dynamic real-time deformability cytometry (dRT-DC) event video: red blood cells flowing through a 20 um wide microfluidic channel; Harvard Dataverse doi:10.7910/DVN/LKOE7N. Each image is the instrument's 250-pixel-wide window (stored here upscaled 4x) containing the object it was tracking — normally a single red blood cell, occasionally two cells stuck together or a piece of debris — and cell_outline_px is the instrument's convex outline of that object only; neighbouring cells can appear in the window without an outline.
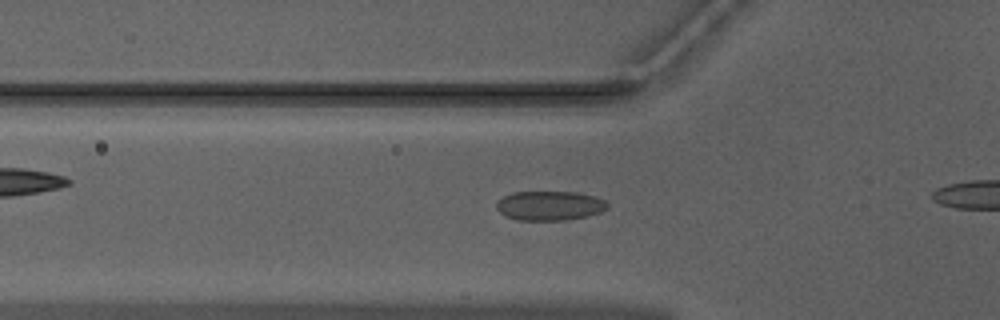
{"species": "Egyptian fruit bat (a non-hibernating species)", "species_latin": "Rousettus aegyptiacus", "temperature_condition": "warm", "stored_images_in_passage": 37, "camera_frame_rate_fps": 3000, "um_per_image_px": 0.085, "animal": {"sex": "male"}, "frame": {"image": 1, "passage_image": 13, "time_ms": 4.0, "image_size_px": [1000, 320], "cell_outline_px": [[608, 208], [600, 212], [588, 216], [564, 220], [516, 220], [504, 216], [496, 208], [496, 200], [512, 192], [576, 192], [596, 196], [604, 200], [608, 204]], "centroid_in_image_um": [46.7, 17.48], "position_along_channel_um": 79.1, "area_um2": 19.19}}
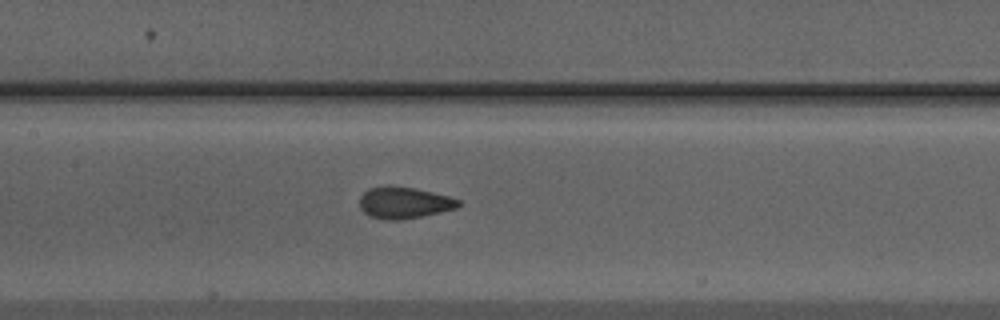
{"frame": {"image": 2, "passage_image": 20, "time_ms": 6.333, "image_size_px": [1000, 320], "cell_outline_px": [[460, 204], [456, 208], [440, 212], [420, 216], [396, 220], [384, 220], [368, 216], [360, 208], [360, 196], [368, 188], [388, 184], [416, 188], [448, 196], [460, 200]], "centroid_in_image_um": [34.3, 17.21], "position_along_channel_um": 173.1, "area_um2": 18.32}}
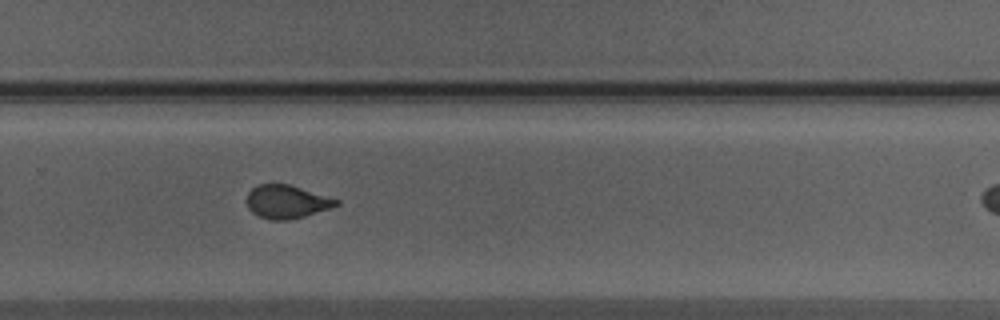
{"frame": {"image": 3, "passage_image": 30, "time_ms": 9.667, "image_size_px": [1000, 320], "cell_outline_px": [[340, 204], [332, 208], [304, 216], [288, 220], [268, 220], [252, 212], [248, 208], [244, 200], [248, 192], [256, 184], [288, 184], [340, 200]], "centroid_in_image_um": [24.33, 17.15], "position_along_channel_um": 305.5, "area_um2": 17.51}}